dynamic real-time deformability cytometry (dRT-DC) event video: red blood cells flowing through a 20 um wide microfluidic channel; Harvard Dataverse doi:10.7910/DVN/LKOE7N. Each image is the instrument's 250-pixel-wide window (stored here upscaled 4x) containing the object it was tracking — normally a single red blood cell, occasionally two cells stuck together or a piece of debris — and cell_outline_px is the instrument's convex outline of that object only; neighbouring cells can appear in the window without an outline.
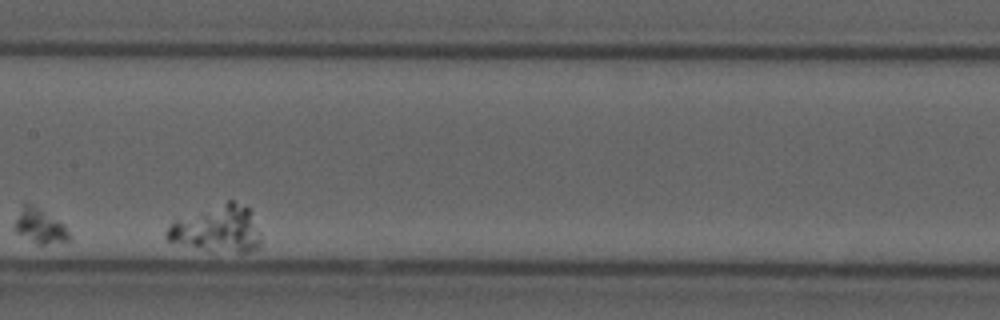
{"species": "common noctule bat (a hibernating species)", "species_latin": "Nyctalus noctula", "temperature_condition": "cold", "stored_images_in_passage": 27, "segment_of_instrument_passage": [2, 2], "camera_frame_rate_fps": 3000, "um_per_image_px": 0.085, "animal": {"sex": "male", "forearm_length_mm": 52.5}, "frame": {"image": 1, "passage_image": 16, "time_ms": 5.0, "image_size_px": [1000, 320], "cell_outline_px": [[72, 240], [44, 244], [36, 244], [16, 232], [12, 228], [12, 224], [24, 204], [32, 204], [40, 208], [64, 224], [72, 236]], "centroid_in_image_um": [3.39, 19.23], "position_along_channel_um": 204.0, "area_um2": 11.1}}
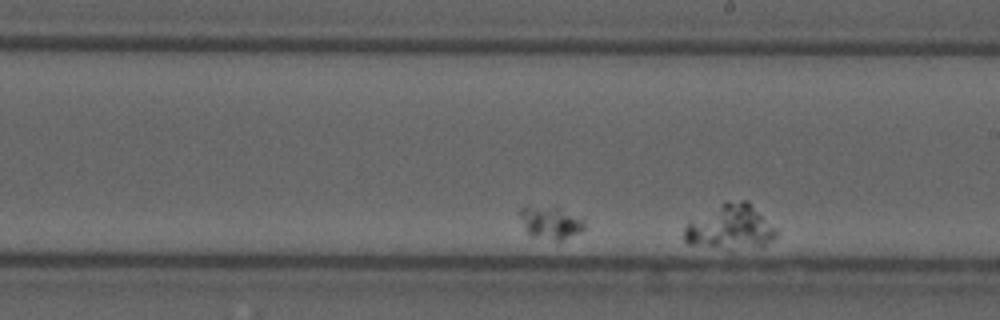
{"frame": {"image": 2, "passage_image": 20, "time_ms": 6.333, "image_size_px": [1000, 320], "cell_outline_px": [[588, 228], [580, 232], [560, 240], [556, 240], [532, 236], [528, 232], [516, 212], [520, 208], [556, 208], [584, 220]], "centroid_in_image_um": [46.81, 18.95], "position_along_channel_um": 242.2, "area_um2": 11.68}}
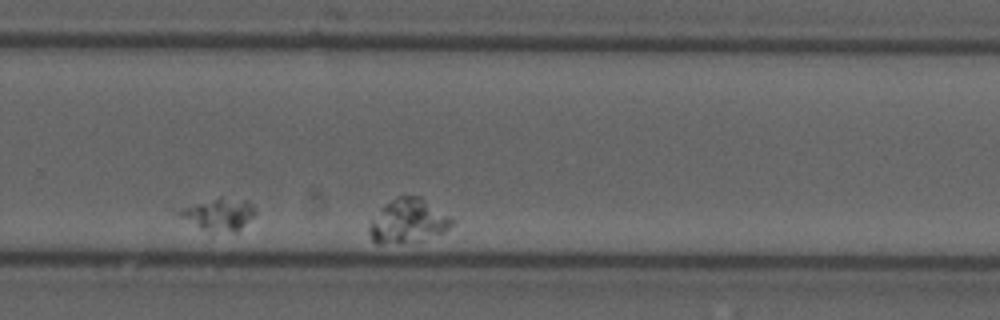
{"frame": {"image": 3, "passage_image": 27, "time_ms": 8.667, "image_size_px": [1000, 320], "cell_outline_px": [[456, 220], [448, 228], [440, 232], [420, 240], [400, 244], [376, 244], [372, 240], [368, 232], [368, 228], [372, 220], [380, 208], [384, 204], [396, 196], [420, 196]], "centroid_in_image_um": [34.64, 18.78], "position_along_channel_um": 295.2, "area_um2": 21.21}}